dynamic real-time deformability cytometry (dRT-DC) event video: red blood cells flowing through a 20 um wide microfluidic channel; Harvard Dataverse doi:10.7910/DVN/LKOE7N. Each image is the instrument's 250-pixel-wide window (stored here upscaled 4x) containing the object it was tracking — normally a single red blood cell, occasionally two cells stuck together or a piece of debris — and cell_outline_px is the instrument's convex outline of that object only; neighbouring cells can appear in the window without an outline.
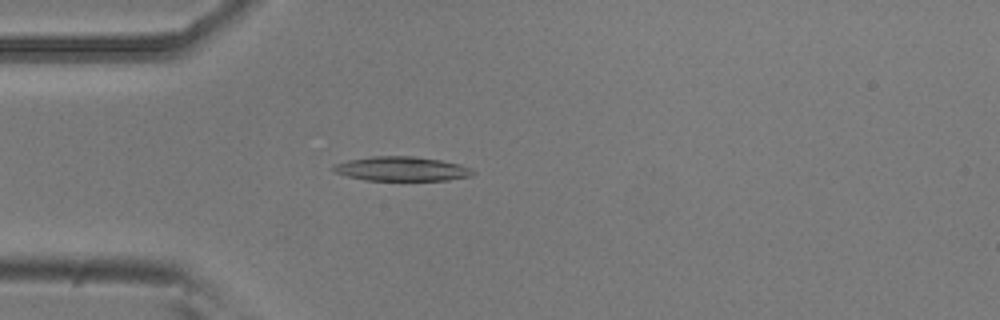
{"species": "common noctule bat (a hibernating species)", "species_latin": "Nyctalus noctula", "temperature_condition": "room temperature", "stored_images_in_passage": 51, "camera_frame_rate_fps": 3000, "um_per_image_px": 0.085, "animal": {"sex": "male", "body_mass_g": 20.5, "forearm_length_mm": 52.5}, "frame": {"image": 1, "passage_image": 13, "time_ms": 4.0, "image_size_px": [1000, 320], "cell_outline_px": [[476, 172], [472, 176], [448, 180], [364, 180], [348, 176], [336, 172], [332, 168], [336, 164], [348, 160], [372, 156], [412, 156], [440, 160], [460, 164], [472, 168]], "centroid_in_image_um": [34.2, 14.35], "position_along_channel_um": 50.8, "area_um2": 19.71}}
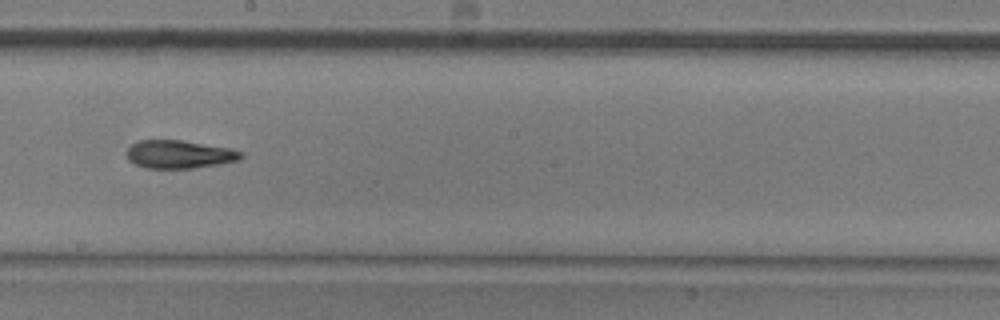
{"frame": {"image": 2, "passage_image": 28, "time_ms": 9.0, "image_size_px": [1000, 320], "cell_outline_px": [[244, 156], [240, 160], [220, 164], [192, 168], [144, 168], [128, 160], [128, 148], [132, 144], [140, 140], [180, 140], [232, 148], [244, 152]], "centroid_in_image_um": [15.3, 13.12], "position_along_channel_um": 232.9, "area_um2": 18.79}}
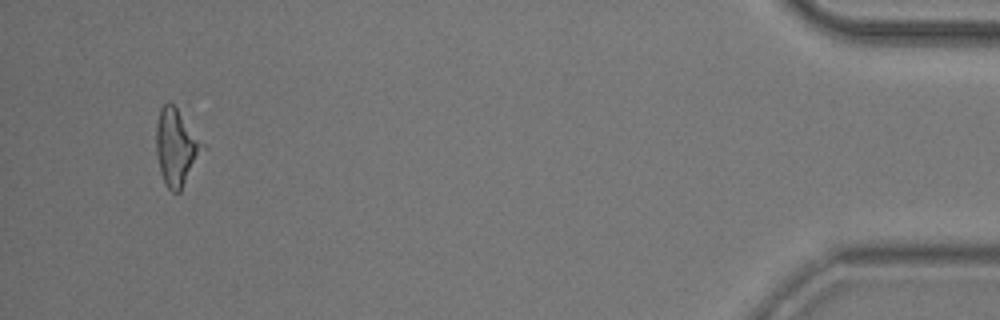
{"frame": {"image": 3, "passage_image": 49, "time_ms": 16.0, "image_size_px": [1000, 320], "cell_outline_px": [[208, 148], [180, 192], [172, 192], [168, 188], [160, 172], [156, 152], [156, 124], [160, 108], [168, 100], [176, 108]], "centroid_in_image_um": [15.02, 12.54], "position_along_channel_um": 420.2, "area_um2": 21.1}, "authors_computed_cell_mechanics": {"area_um2": 19.8832, "velocity_mm_per_s": 3.7886, "shape_relaxation_time_tau1_ms": 5.5433, "shape_relaxation_time_tau2_ms": 6.4, "deformation_change_tau1": 0.1663, "deformation_change_tau2": 0.191}}